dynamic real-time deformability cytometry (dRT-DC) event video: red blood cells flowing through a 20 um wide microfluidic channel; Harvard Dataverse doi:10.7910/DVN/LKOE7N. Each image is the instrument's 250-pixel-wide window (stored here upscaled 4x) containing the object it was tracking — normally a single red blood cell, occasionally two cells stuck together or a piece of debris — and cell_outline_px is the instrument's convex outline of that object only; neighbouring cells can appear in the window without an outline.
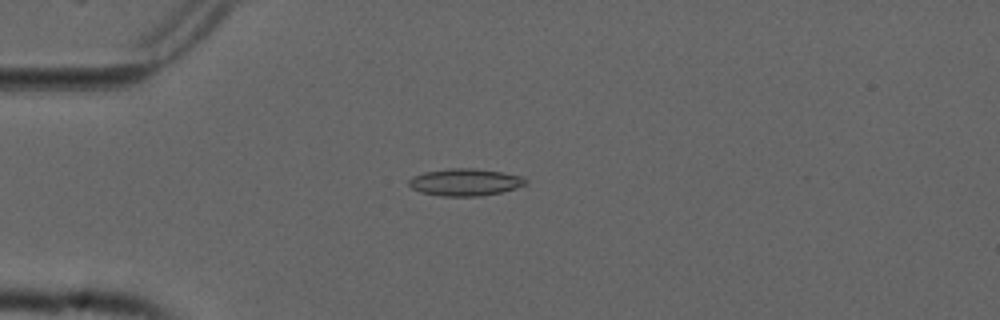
{"species": "common noctule bat (a hibernating species)", "species_latin": "Nyctalus noctula", "temperature_condition": "cold", "stored_images_in_passage": 51, "camera_frame_rate_fps": 3000, "um_per_image_px": 0.085, "animal": {"sex": "male", "forearm_length_mm": 52.5}, "frame": {"image": 1, "passage_image": 11, "time_ms": 3.333, "image_size_px": [1000, 320], "cell_outline_px": [[528, 184], [516, 188], [500, 192], [480, 196], [440, 196], [420, 192], [412, 188], [408, 184], [408, 180], [412, 176], [424, 172], [448, 168], [476, 168], [524, 176], [528, 180]], "centroid_in_image_um": [39.54, 15.48], "position_along_channel_um": 45.5, "area_um2": 18.67}}
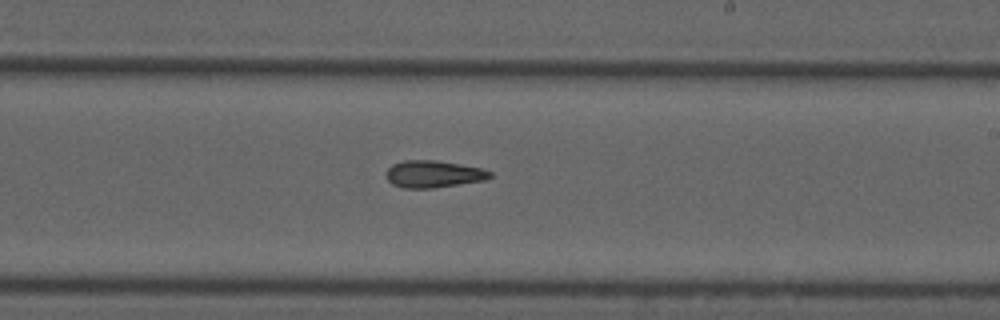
{"frame": {"image": 2, "passage_image": 29, "time_ms": 9.333, "image_size_px": [1000, 320], "cell_outline_px": [[492, 176], [484, 180], [432, 188], [404, 188], [392, 184], [384, 176], [388, 168], [392, 164], [404, 160], [436, 160], [480, 168], [492, 172]], "centroid_in_image_um": [36.79, 14.79], "position_along_channel_um": 252.2, "area_um2": 16.3}}
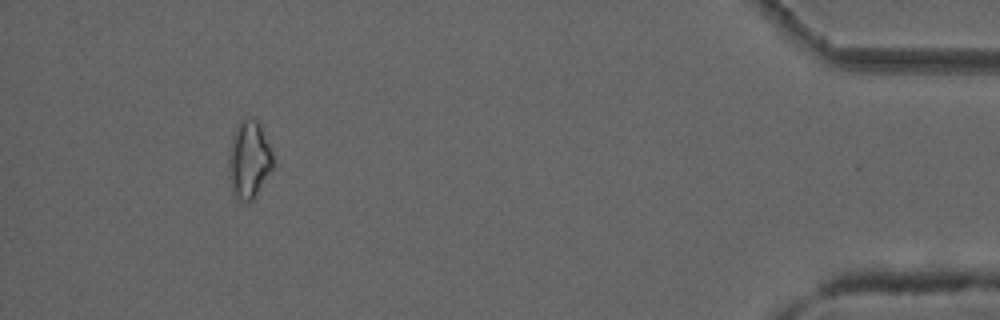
{"frame": {"image": 3, "passage_image": 47, "time_ms": 15.333, "image_size_px": [1000, 320], "cell_outline_px": [[272, 168], [256, 196], [252, 200], [236, 200], [232, 192], [228, 176], [228, 156], [232, 136], [240, 120], [252, 116], [260, 124], [272, 152]], "centroid_in_image_um": [21.13, 13.57], "position_along_channel_um": 414.1, "area_um2": 20.11}}